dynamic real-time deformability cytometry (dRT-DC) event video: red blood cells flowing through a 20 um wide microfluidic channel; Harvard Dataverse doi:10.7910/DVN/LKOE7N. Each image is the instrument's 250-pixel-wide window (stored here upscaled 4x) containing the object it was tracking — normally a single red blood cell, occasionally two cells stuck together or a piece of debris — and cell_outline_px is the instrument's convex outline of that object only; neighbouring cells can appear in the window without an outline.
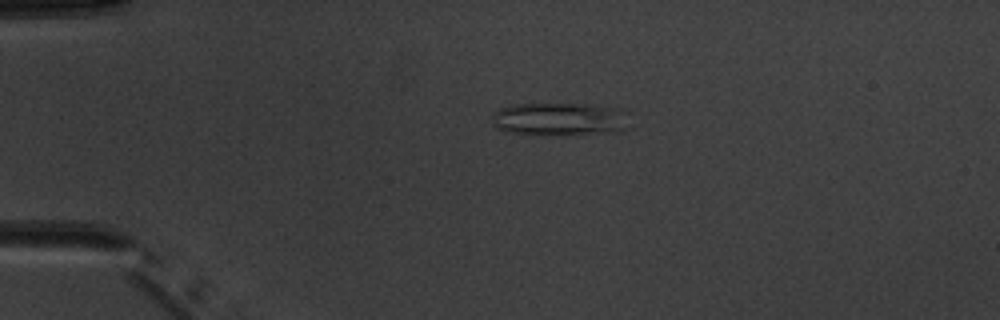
{"species": "common noctule bat (a hibernating species)", "species_latin": "Nyctalus noctula", "temperature_condition": "warm", "stored_images_in_passage": 2, "camera_frame_rate_fps": 3000, "um_per_image_px": 0.085, "animal": {"sex": "male", "body_mass_g": 20.1, "forearm_length_mm": 53.5}, "frame": {"image": 1, "passage_image": 1, "time_ms": 0.0, "image_size_px": [1000, 320], "cell_outline_px": [[628, 128], [616, 132], [504, 132], [496, 128], [492, 120], [492, 112], [500, 108], [512, 104], [584, 104], [616, 108], [628, 112]], "centroid_in_image_um": [47.57, 10.07], "position_along_channel_um": 37.4, "area_um2": 25.49}}